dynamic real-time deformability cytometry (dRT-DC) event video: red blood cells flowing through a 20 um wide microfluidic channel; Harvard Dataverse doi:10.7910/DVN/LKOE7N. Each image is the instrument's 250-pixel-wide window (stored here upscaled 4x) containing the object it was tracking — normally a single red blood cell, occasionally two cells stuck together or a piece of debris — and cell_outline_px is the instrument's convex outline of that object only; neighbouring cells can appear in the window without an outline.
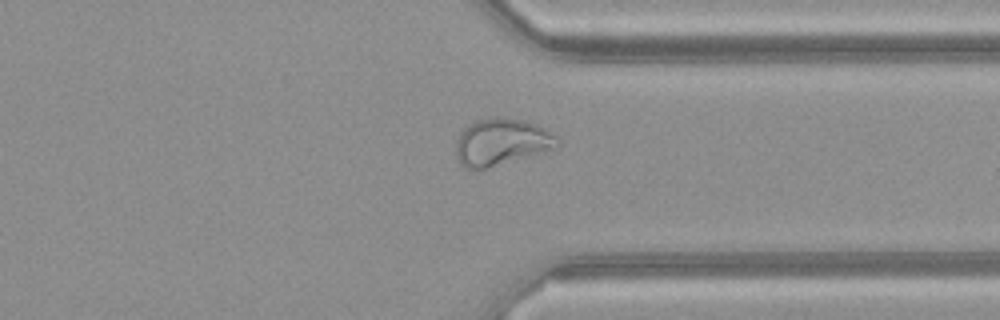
{"species": "common noctule bat (a hibernating species)", "species_latin": "Nyctalus noctula", "temperature_condition": "warm", "stored_images_in_passage": 49, "camera_frame_rate_fps": 3000, "um_per_image_px": 0.085, "animal": {"sex": "female", "body_mass_g": 21.9}, "frame": {"image": 1, "passage_image": 38, "time_ms": 12.333, "image_size_px": [1000, 320], "cell_outline_px": [[560, 144], [556, 148], [544, 152], [488, 168], [464, 168], [460, 164], [456, 156], [456, 140], [460, 132], [464, 128], [476, 120], [524, 120], [536, 124], [544, 128], [556, 136], [560, 140]], "centroid_in_image_um": [42.63, 12.11], "position_along_channel_um": 368.8, "area_um2": 27.17}}
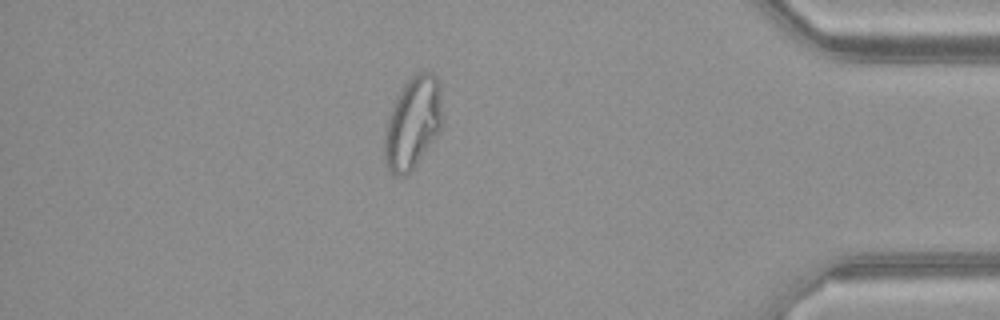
{"frame": {"image": 2, "passage_image": 43, "time_ms": 14.0, "image_size_px": [1000, 320], "cell_outline_px": [[444, 120], [440, 128], [416, 164], [404, 176], [392, 176], [384, 160], [384, 132], [392, 108], [404, 84], [412, 76], [420, 72], [432, 72], [436, 76], [440, 84], [444, 116]], "centroid_in_image_um": [35.1, 10.43], "position_along_channel_um": 400.1, "area_um2": 30.87}}